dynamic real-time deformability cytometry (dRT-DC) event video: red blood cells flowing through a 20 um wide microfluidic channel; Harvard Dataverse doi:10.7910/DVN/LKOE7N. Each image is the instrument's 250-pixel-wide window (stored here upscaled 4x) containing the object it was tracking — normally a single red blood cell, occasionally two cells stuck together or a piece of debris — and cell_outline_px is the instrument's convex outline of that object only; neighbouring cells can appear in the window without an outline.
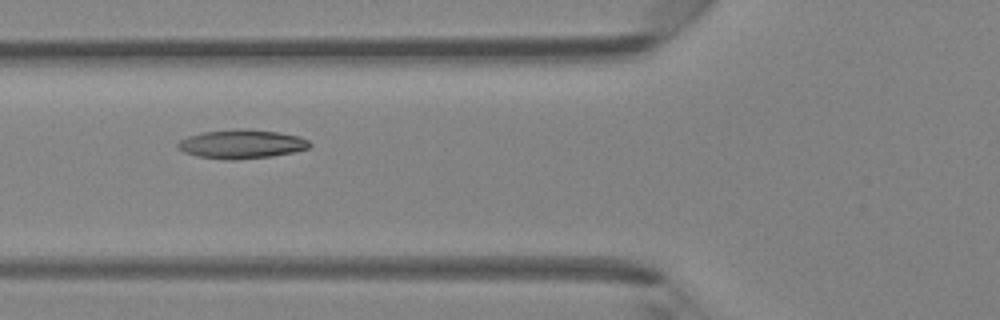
{"species": "Egyptian fruit bat (a non-hibernating species)", "species_latin": "Rousettus aegyptiacus", "temperature_condition": "room temperature", "stored_images_in_passage": 5, "camera_frame_rate_fps": 3000, "um_per_image_px": 0.085, "animal": {"sex": "female"}, "frame": {"image": 1, "passage_image": 5, "time_ms": 1.333, "image_size_px": [1000, 320], "cell_outline_px": [[312, 144], [308, 148], [292, 152], [272, 156], [236, 160], [228, 160], [196, 156], [184, 152], [176, 148], [176, 144], [180, 140], [188, 136], [204, 132], [244, 128], [248, 128], [276, 132], [300, 136], [308, 140]], "centroid_in_image_um": [20.52, 12.25], "position_along_channel_um": 105.3, "area_um2": 22.25}}